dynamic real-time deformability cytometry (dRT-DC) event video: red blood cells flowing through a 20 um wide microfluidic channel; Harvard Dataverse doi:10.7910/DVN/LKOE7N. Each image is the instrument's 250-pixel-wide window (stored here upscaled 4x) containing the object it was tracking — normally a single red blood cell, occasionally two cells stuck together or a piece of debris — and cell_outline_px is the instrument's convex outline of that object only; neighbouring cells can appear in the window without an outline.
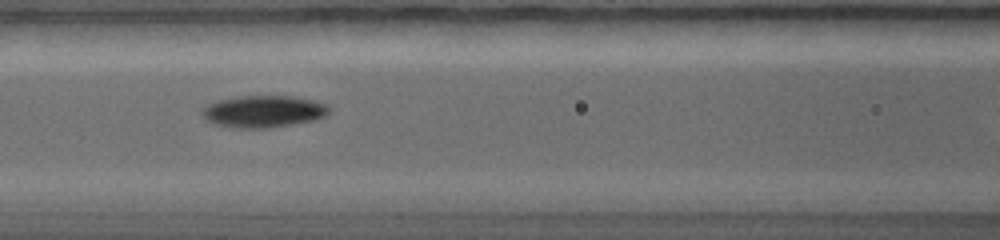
{"species": "common noctule bat (a hibernating species)", "species_latin": "Nyctalus noctula", "temperature_condition": "warm", "stored_images_in_passage": 26, "camera_frame_rate_fps": 5000, "um_per_image_px": 0.085, "animal": {"sex": "female", "body_mass_g": 19.0, "forearm_length_mm": 56.7}, "frame": {"image": 1, "passage_image": 10, "time_ms": 3.2, "image_size_px": [1000, 240], "cell_outline_px": [[328, 112], [324, 116], [316, 120], [268, 128], [236, 128], [216, 124], [208, 120], [204, 116], [204, 108], [208, 104], [220, 100], [240, 96], [292, 96], [312, 100], [328, 104]], "centroid_in_image_um": [22.44, 9.47], "position_along_channel_um": 144.2, "area_um2": 23.29}}
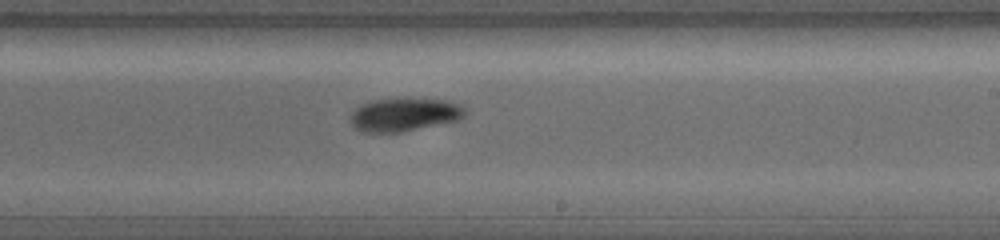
{"frame": {"image": 2, "passage_image": 16, "time_ms": 5.4, "image_size_px": [1000, 240], "cell_outline_px": [[464, 116], [456, 120], [400, 132], [364, 132], [352, 128], [352, 112], [356, 108], [364, 104], [376, 100], [444, 100], [456, 104], [464, 108]], "centroid_in_image_um": [34.31, 9.77], "position_along_channel_um": 254.7, "area_um2": 21.15}}
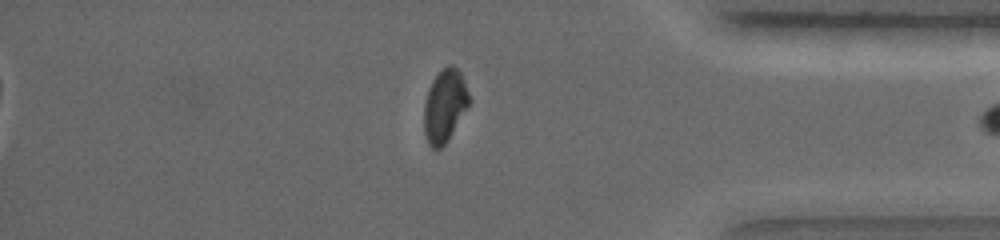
{"frame": {"image": 3, "passage_image": 25, "time_ms": 8.6, "image_size_px": [1000, 240], "cell_outline_px": [[472, 100], [448, 140], [440, 148], [432, 148], [428, 144], [424, 136], [424, 104], [428, 88], [432, 80], [448, 64], [452, 64], [460, 72]], "centroid_in_image_um": [37.8, 9.0], "position_along_channel_um": 397.4, "area_um2": 19.19}}